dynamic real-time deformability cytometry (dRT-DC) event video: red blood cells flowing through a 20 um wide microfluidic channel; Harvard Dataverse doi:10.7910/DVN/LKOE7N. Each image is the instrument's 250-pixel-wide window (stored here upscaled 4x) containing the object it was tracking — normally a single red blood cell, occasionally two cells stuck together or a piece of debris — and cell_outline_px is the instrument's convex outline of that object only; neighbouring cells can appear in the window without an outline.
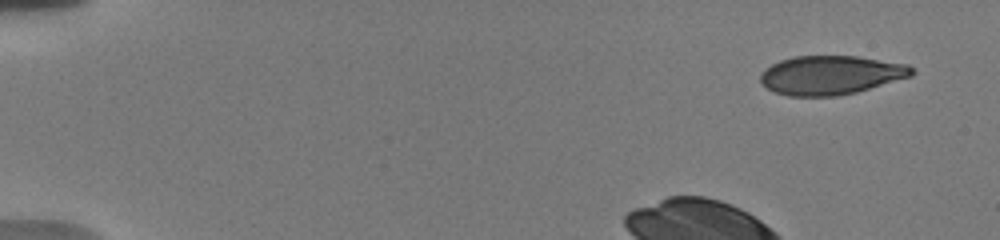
{"species": "human", "species_latin": "Homo sapiens", "temperature_condition": "warm", "stored_images_in_passage": 16, "camera_frame_rate_fps": 3000, "um_per_image_px": 0.085, "donor": {"sex": "male"}, "frame": {"image": 1, "passage_image": 1, "time_ms": 0.0, "image_size_px": [1000, 240], "cell_outline_px": [[912, 76], [856, 92], [836, 96], [788, 96], [776, 92], [768, 88], [760, 80], [760, 76], [764, 68], [780, 60], [792, 56], [856, 56], [908, 64], [912, 68]], "centroid_in_image_um": [70.6, 6.38], "position_along_channel_um": 14.4, "area_um2": 34.22}}